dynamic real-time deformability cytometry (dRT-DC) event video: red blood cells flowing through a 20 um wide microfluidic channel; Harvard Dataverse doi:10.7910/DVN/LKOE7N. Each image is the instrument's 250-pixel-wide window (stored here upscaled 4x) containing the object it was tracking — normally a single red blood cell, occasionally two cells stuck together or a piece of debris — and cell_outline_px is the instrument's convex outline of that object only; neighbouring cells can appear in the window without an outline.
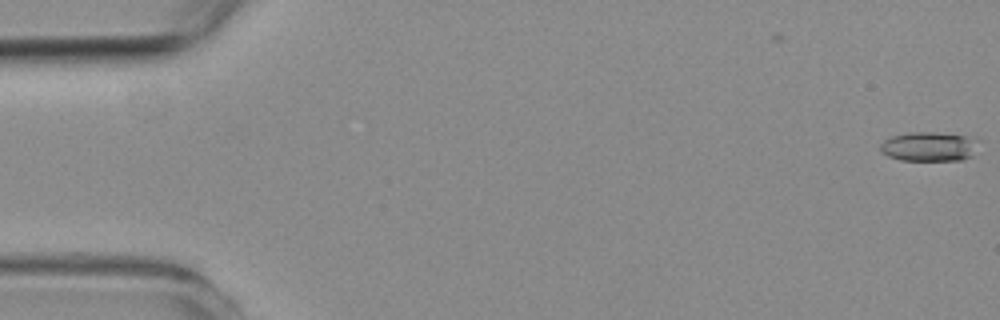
{"species": "common noctule bat (a hibernating species)", "species_latin": "Nyctalus noctula", "temperature_condition": "room temperature", "stored_images_in_passage": 56, "camera_frame_rate_fps": 3000, "um_per_image_px": 0.085, "animal": {"sex": "female", "body_mass_g": 19.3, "forearm_length_mm": 54.1}, "frame": {"image": 1, "passage_image": 1, "time_ms": 0.0, "image_size_px": [1000, 320], "cell_outline_px": [[976, 140], [972, 156], [960, 160], [900, 160], [888, 156], [880, 152], [880, 144], [884, 140], [892, 136], [908, 132], [936, 132], [964, 136]], "centroid_in_image_um": [78.88, 12.46], "position_along_channel_um": 6.1, "area_um2": 16.59}}
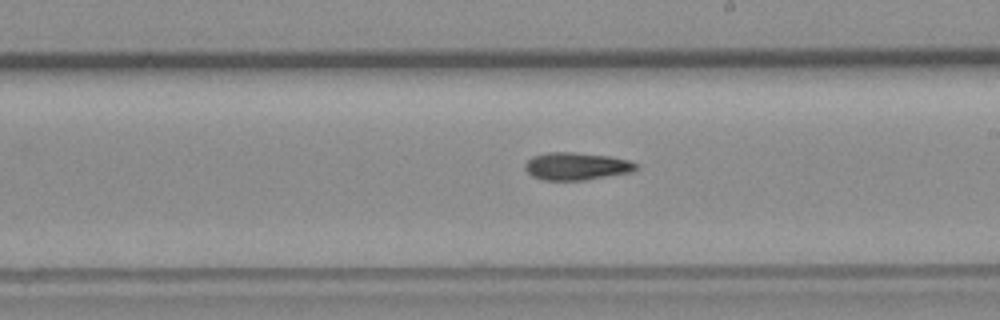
{"frame": {"image": 2, "passage_image": 32, "time_ms": 10.333, "image_size_px": [1000, 320], "cell_outline_px": [[636, 168], [632, 172], [584, 180], [544, 180], [532, 176], [524, 168], [524, 164], [532, 156], [548, 152], [572, 152], [612, 156], [628, 160], [636, 164]], "centroid_in_image_um": [48.97, 14.12], "position_along_channel_um": 240.0, "area_um2": 17.8}}
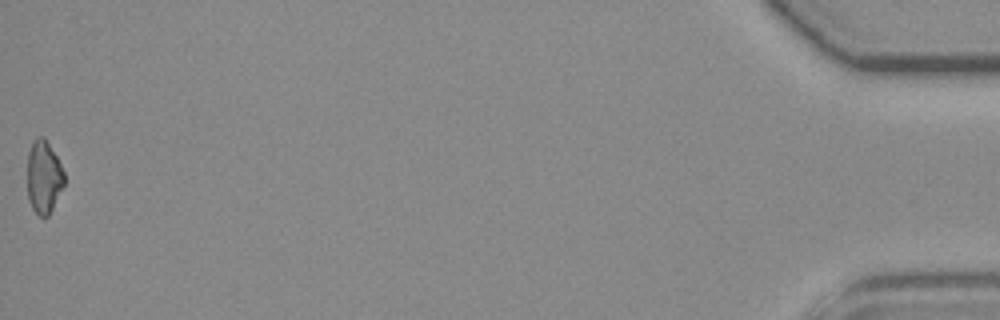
{"frame": {"image": 3, "passage_image": 56, "time_ms": 18.333, "image_size_px": [1000, 320], "cell_outline_px": [[64, 184], [48, 216], [44, 220], [32, 208], [28, 200], [28, 152], [36, 136], [44, 136], [56, 156], [64, 172]], "centroid_in_image_um": [3.71, 15.05], "position_along_channel_um": 431.5, "area_um2": 15.55}, "authors_computed_cell_mechanics": {"area_um2": 16.9354, "velocity_mm_per_s": 3.7341, "shape_relaxation_time_tau1_ms": 9.6369, "shape_relaxation_time_tau2_ms": null, "deformation_change_tau1": 0.2039, "deformation_change_tau2": null}}